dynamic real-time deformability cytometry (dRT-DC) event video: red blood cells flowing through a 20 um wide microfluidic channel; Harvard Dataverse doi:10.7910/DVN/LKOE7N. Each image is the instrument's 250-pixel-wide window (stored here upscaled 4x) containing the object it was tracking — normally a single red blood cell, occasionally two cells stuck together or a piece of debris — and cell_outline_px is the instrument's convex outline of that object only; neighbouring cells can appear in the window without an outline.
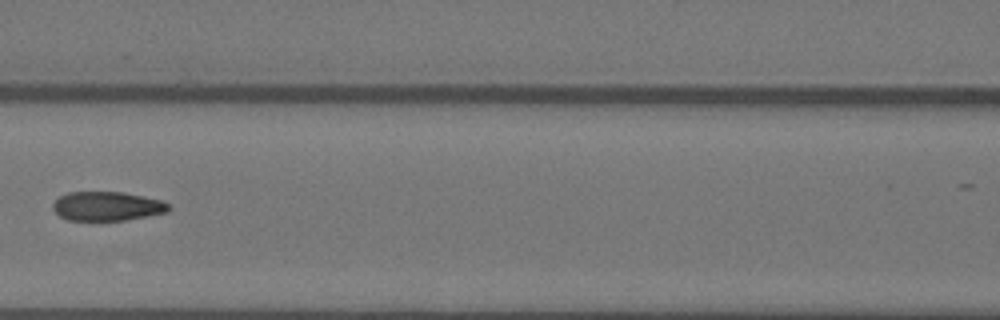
{"species": "Egyptian fruit bat (a non-hibernating species)", "species_latin": "Rousettus aegyptiacus", "temperature_condition": "warm", "stored_images_in_passage": 9, "camera_frame_rate_fps": 3000, "um_per_image_px": 0.085, "animal": {"sex": "female"}, "frame": {"image": 1, "passage_image": 5, "time_ms": 1.333, "image_size_px": [1000, 320], "cell_outline_px": [[172, 208], [168, 212], [124, 220], [68, 220], [60, 216], [52, 208], [52, 204], [60, 196], [68, 192], [124, 192], [144, 196], [160, 200], [168, 204]], "centroid_in_image_um": [9.11, 17.52], "position_along_channel_um": 157.5, "area_um2": 19.59}}
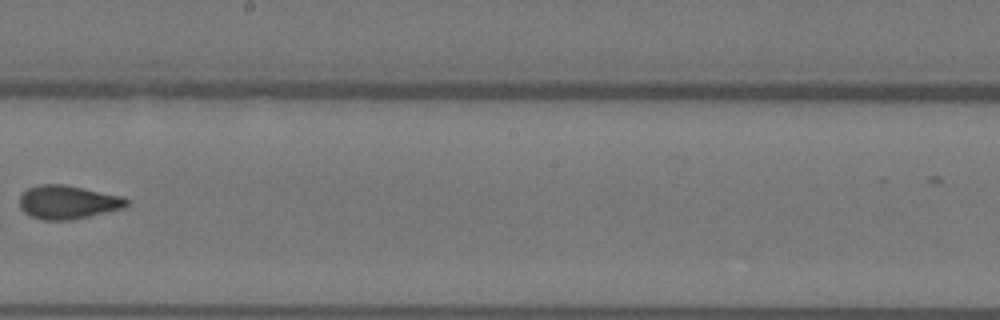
{"frame": {"image": 2, "passage_image": 7, "time_ms": 2.0, "image_size_px": [1000, 320], "cell_outline_px": [[128, 204], [124, 208], [72, 220], [40, 220], [24, 212], [20, 208], [20, 196], [28, 188], [40, 184], [64, 184], [124, 196], [128, 200]], "centroid_in_image_um": [5.78, 17.18], "position_along_channel_um": 242.4, "area_um2": 21.04}}
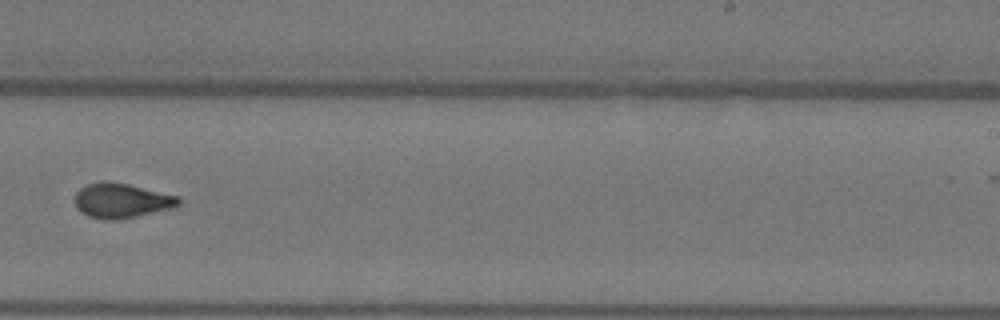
{"frame": {"image": 3, "passage_image": 8, "time_ms": 2.333, "image_size_px": [1000, 320], "cell_outline_px": [[180, 204], [176, 208], [116, 220], [104, 220], [88, 216], [80, 212], [76, 208], [72, 200], [76, 192], [80, 188], [88, 184], [104, 180], [108, 180], [128, 184], [180, 196]], "centroid_in_image_um": [10.31, 17.05], "position_along_channel_um": 278.7, "area_um2": 21.5}}